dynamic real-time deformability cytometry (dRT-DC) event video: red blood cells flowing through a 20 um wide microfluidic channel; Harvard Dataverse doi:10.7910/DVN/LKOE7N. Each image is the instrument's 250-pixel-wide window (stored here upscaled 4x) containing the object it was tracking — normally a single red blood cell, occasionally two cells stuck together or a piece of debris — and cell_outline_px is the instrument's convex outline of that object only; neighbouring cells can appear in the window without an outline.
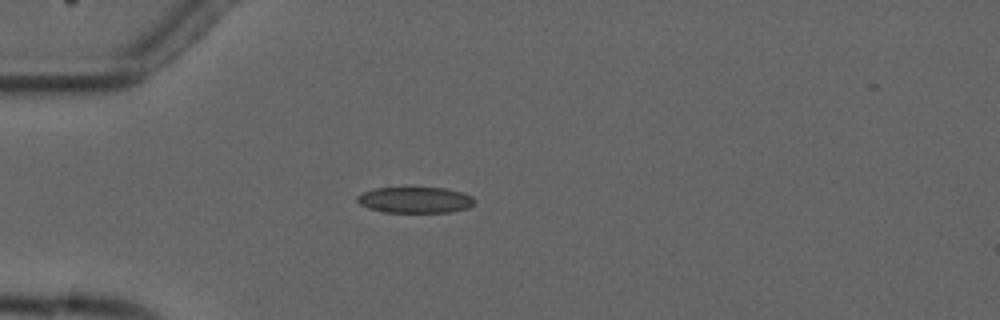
{"species": "common noctule bat (a hibernating species)", "species_latin": "Nyctalus noctula", "temperature_condition": "cold", "stored_images_in_passage": 5, "camera_frame_rate_fps": 3000, "um_per_image_px": 0.085, "animal": {"sex": "male", "forearm_length_mm": 52.5}, "frame": {"image": 1, "passage_image": 4, "time_ms": 3.333, "image_size_px": [1000, 320], "cell_outline_px": [[476, 200], [468, 208], [448, 212], [384, 212], [368, 208], [360, 204], [356, 200], [356, 196], [372, 188], [444, 188], [464, 192], [472, 196]], "centroid_in_image_um": [35.28, 16.99], "position_along_channel_um": 49.7, "area_um2": 17.8}}